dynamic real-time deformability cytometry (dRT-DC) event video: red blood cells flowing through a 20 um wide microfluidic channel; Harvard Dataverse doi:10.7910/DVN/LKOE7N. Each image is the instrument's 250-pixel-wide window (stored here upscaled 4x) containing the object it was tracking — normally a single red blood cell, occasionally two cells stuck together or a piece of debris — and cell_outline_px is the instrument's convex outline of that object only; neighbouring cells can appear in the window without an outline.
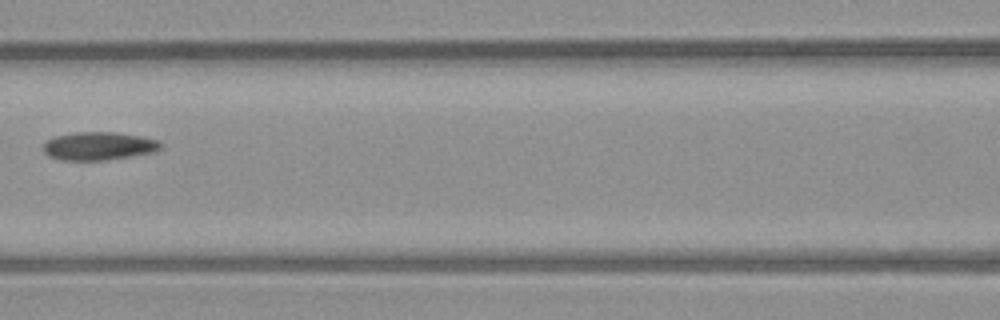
{"species": "common noctule bat (a hibernating species)", "species_latin": "Nyctalus noctula", "temperature_condition": "warm", "stored_images_in_passage": 5, "camera_frame_rate_fps": 3000, "um_per_image_px": 0.085, "animal": {"sex": "male", "body_mass_g": 23.1, "forearm_length_mm": 52.7}, "frame": {"image": 1, "passage_image": 5, "time_ms": 5.667, "image_size_px": [1000, 320], "cell_outline_px": [[164, 144], [156, 152], [132, 156], [104, 160], [60, 160], [48, 156], [44, 152], [44, 144], [48, 140], [56, 136], [76, 132], [116, 132], [140, 136], [160, 140]], "centroid_in_image_um": [8.44, 12.41], "position_along_channel_um": 158.2, "area_um2": 19.36}}